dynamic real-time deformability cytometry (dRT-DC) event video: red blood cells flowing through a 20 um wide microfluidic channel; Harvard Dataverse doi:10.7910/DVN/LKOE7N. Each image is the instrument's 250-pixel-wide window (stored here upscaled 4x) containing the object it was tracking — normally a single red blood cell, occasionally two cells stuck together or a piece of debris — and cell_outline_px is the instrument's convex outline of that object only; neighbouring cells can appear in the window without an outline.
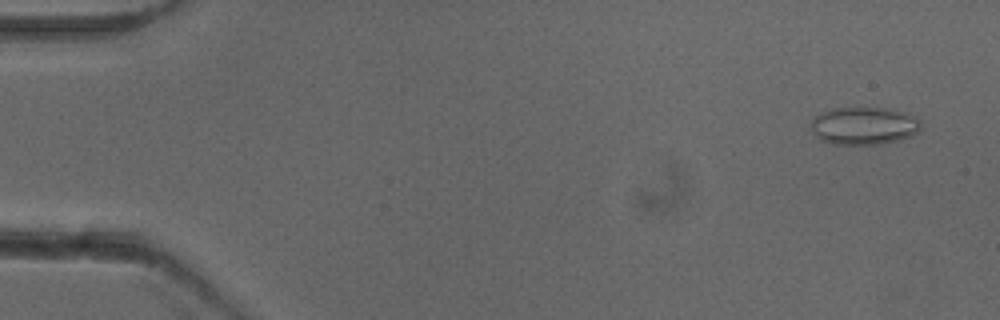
{"species": "common noctule bat (a hibernating species)", "species_latin": "Nyctalus noctula", "temperature_condition": "cold", "stored_images_in_passage": 9, "camera_frame_rate_fps": 3000, "um_per_image_px": 0.085, "animal": {"sex": "female"}, "frame": {"image": 1, "passage_image": 1, "time_ms": 0.0, "image_size_px": [1000, 320], "cell_outline_px": [[904, 132], [896, 136], [876, 140], [840, 140], [828, 136], [824, 116], [832, 112], [884, 112], [900, 116]], "centroid_in_image_um": [73.35, 10.68], "position_along_channel_um": 11.6, "area_um2": 14.28}}